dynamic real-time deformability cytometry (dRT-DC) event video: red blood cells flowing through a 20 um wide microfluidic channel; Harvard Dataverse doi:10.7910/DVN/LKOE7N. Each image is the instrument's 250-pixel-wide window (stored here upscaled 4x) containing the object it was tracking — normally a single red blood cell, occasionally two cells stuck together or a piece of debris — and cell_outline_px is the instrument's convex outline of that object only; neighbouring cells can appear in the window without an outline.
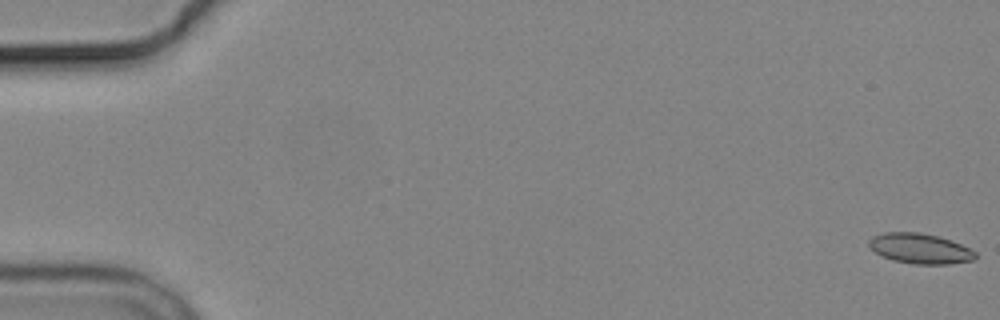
{"species": "common noctule bat (a hibernating species)", "species_latin": "Nyctalus noctula", "temperature_condition": "cold", "stored_images_in_passage": 6, "camera_frame_rate_fps": 3000, "um_per_image_px": 0.085, "animal": {"sex": "male", "body_mass_g": 19.2, "forearm_length_mm": 51.8}, "frame": {"image": 1, "passage_image": 1, "time_ms": 0.0, "image_size_px": [1000, 320], "cell_outline_px": [[976, 256], [972, 260], [948, 264], [916, 264], [892, 260], [876, 252], [868, 244], [868, 240], [872, 236], [884, 232], [920, 232], [940, 236], [960, 244], [976, 252]], "centroid_in_image_um": [78.19, 21.11], "position_along_channel_um": 6.8, "area_um2": 18.61}}
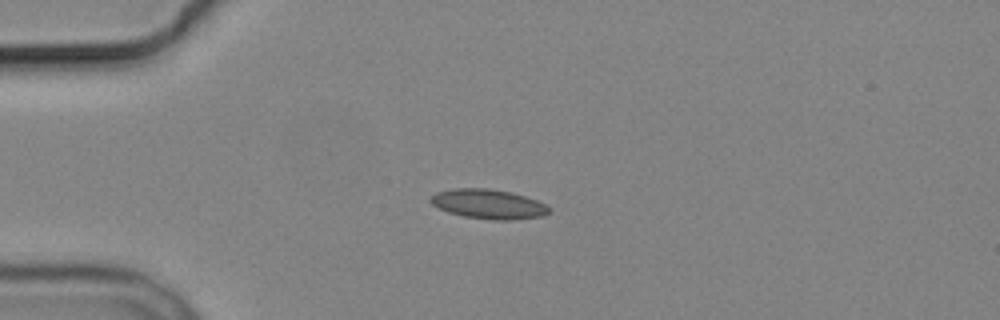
{"frame": {"image": 2, "passage_image": 5, "time_ms": 4.667, "image_size_px": [1000, 320], "cell_outline_px": [[548, 212], [540, 216], [512, 220], [496, 220], [464, 216], [448, 212], [432, 204], [428, 200], [436, 192], [452, 188], [488, 188], [512, 192], [536, 200], [544, 204], [548, 208]], "centroid_in_image_um": [41.47, 17.33], "position_along_channel_um": 43.5, "area_um2": 20.17}}